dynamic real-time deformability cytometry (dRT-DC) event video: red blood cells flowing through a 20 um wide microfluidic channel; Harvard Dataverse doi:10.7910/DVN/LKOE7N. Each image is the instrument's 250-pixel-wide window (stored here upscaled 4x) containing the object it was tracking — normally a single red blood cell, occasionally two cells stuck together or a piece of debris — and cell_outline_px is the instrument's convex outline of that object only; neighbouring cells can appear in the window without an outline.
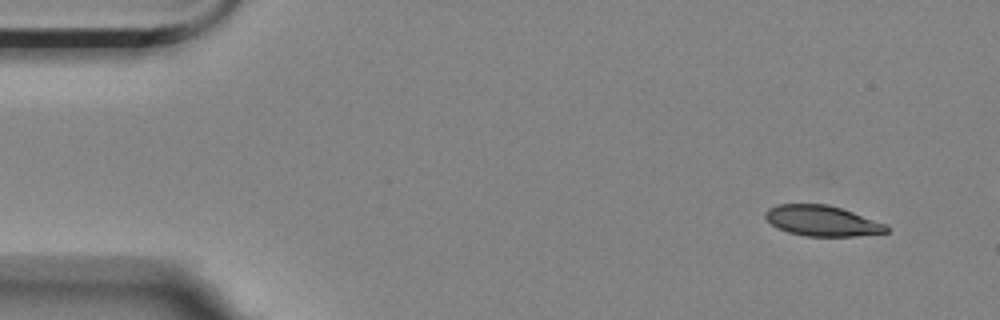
{"species": "Egyptian fruit bat (a non-hibernating species)", "species_latin": "Rousettus aegyptiacus", "temperature_condition": "room temperature", "stored_images_in_passage": 5, "camera_frame_rate_fps": 3000, "um_per_image_px": 0.085, "animal": {"sex": "female"}, "frame": {"image": 1, "passage_image": 1, "time_ms": 0.0, "image_size_px": [1000, 320], "cell_outline_px": [[888, 232], [856, 236], [804, 236], [788, 232], [772, 224], [764, 216], [764, 212], [768, 208], [776, 204], [828, 204], [888, 224]], "centroid_in_image_um": [69.88, 18.76], "position_along_channel_um": 15.1, "area_um2": 21.5}}